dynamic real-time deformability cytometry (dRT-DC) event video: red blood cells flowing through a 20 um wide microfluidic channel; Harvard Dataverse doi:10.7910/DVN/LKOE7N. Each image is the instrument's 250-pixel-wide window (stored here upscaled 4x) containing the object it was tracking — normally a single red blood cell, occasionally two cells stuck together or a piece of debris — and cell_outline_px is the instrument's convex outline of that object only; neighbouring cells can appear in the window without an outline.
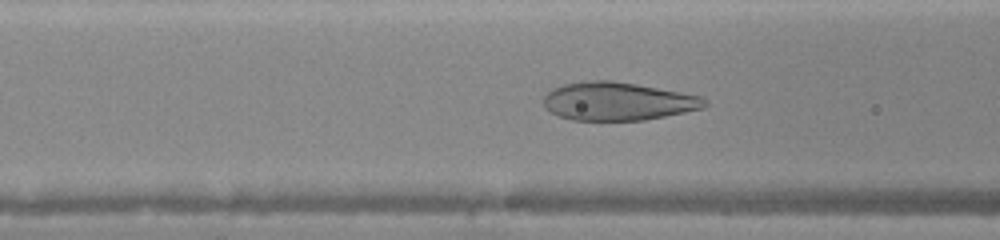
{"species": "human", "species_latin": "Homo sapiens", "temperature_condition": "warm", "stored_images_in_passage": 36, "camera_frame_rate_fps": 3000, "um_per_image_px": 0.085, "donor": {"sex": "female"}, "frame": {"image": 1, "passage_image": 12, "time_ms": 3.667, "image_size_px": [1000, 240], "cell_outline_px": [[708, 104], [704, 108], [644, 120], [572, 120], [548, 112], [544, 108], [544, 96], [552, 88], [564, 84], [588, 80], [612, 80], [636, 84], [700, 96], [708, 100]], "centroid_in_image_um": [52.48, 8.61], "position_along_channel_um": 114.1, "area_um2": 35.84}}
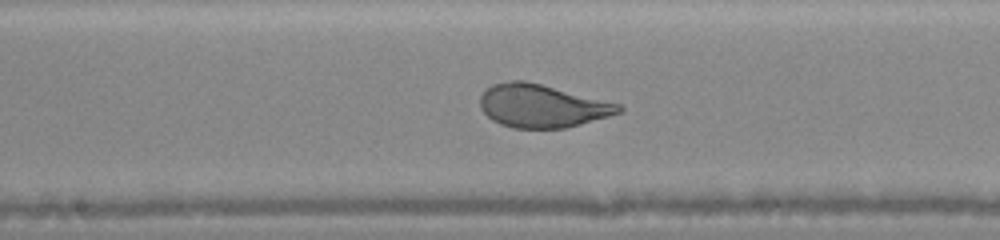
{"frame": {"image": 2, "passage_image": 18, "time_ms": 5.667, "image_size_px": [1000, 240], "cell_outline_px": [[624, 112], [568, 128], [512, 128], [500, 124], [492, 120], [480, 108], [480, 96], [492, 84], [508, 80], [524, 80], [620, 104], [624, 108]], "centroid_in_image_um": [46.08, 9.01], "position_along_channel_um": 202.1, "area_um2": 34.8}}
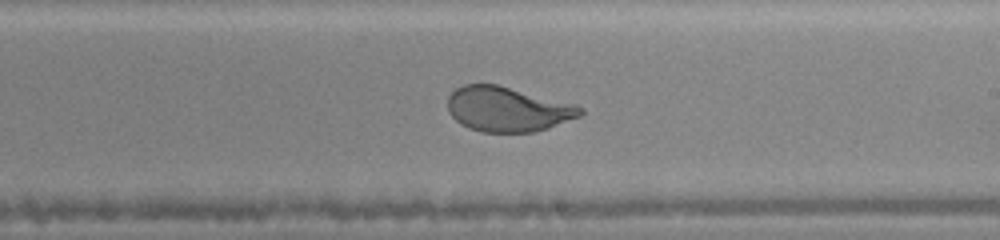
{"frame": {"image": 3, "passage_image": 21, "time_ms": 6.667, "image_size_px": [1000, 240], "cell_outline_px": [[584, 112], [580, 116], [548, 128], [532, 132], [480, 132], [468, 128], [460, 124], [448, 112], [448, 96], [456, 88], [464, 84], [496, 84], [576, 104], [584, 108]], "centroid_in_image_um": [43.14, 9.28], "position_along_channel_um": 245.9, "area_um2": 34.74}}